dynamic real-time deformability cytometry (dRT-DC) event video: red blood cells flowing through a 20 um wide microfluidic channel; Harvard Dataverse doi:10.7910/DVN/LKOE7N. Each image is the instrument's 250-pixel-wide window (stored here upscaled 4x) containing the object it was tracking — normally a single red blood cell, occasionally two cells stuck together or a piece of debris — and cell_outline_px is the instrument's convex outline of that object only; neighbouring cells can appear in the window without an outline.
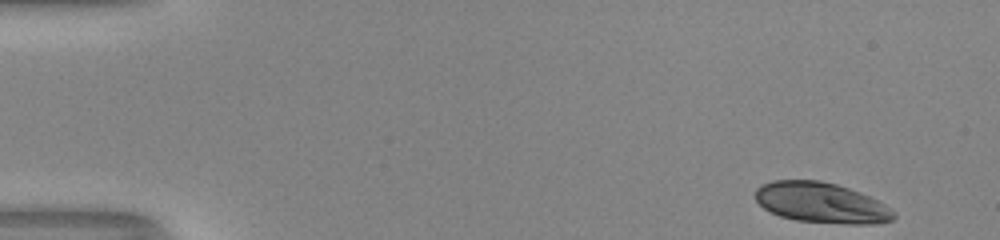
{"species": "human", "species_latin": "Homo sapiens", "temperature_condition": "room temperature", "stored_images_in_passage": 49, "camera_frame_rate_fps": 3000, "um_per_image_px": 0.085, "donor": {"sex": "male"}, "frame": {"image": 1, "passage_image": 1, "time_ms": 0.0, "image_size_px": [1000, 240], "cell_outline_px": [[896, 216], [892, 220], [876, 224], [848, 224], [796, 220], [780, 216], [764, 208], [756, 200], [756, 188], [760, 184], [772, 180], [820, 180], [836, 184], [860, 192], [884, 204], [896, 212]], "centroid_in_image_um": [69.81, 17.23], "position_along_channel_um": 15.2, "area_um2": 32.6}}
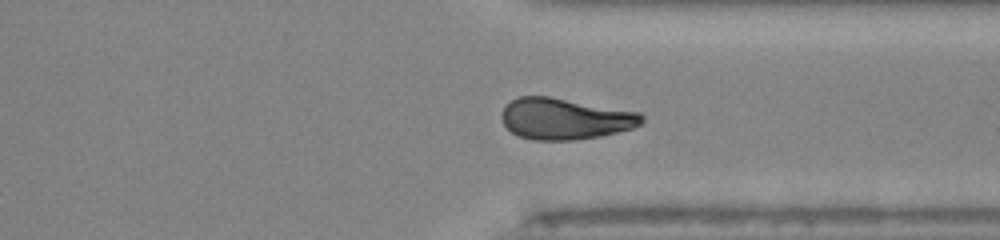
{"frame": {"image": 2, "passage_image": 37, "time_ms": 12.0, "image_size_px": [1000, 240], "cell_outline_px": [[644, 120], [640, 124], [632, 128], [600, 136], [576, 140], [532, 140], [520, 136], [512, 132], [504, 124], [500, 116], [504, 108], [512, 100], [520, 96], [548, 96], [640, 112], [644, 116]], "centroid_in_image_um": [48.03, 10.1], "position_along_channel_um": 363.4, "area_um2": 33.58}}
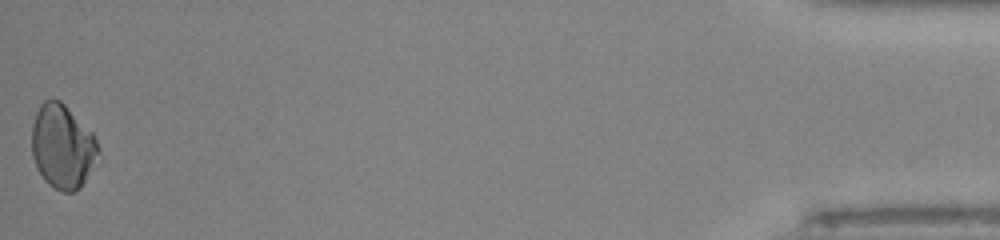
{"frame": {"image": 3, "passage_image": 49, "time_ms": 16.0, "image_size_px": [1000, 240], "cell_outline_px": [[100, 152], [80, 188], [72, 192], [64, 192], [48, 184], [44, 180], [36, 168], [32, 156], [32, 124], [36, 112], [40, 104], [44, 100], [60, 100], [92, 132], [100, 148]], "centroid_in_image_um": [5.29, 12.45], "position_along_channel_um": 429.9, "area_um2": 32.43}, "authors_computed_cell_mechanics": {"area_um2": 33.3506, "velocity_mm_per_s": 4.0425, "shape_relaxation_time_tau1_ms": null, "shape_relaxation_time_tau2_ms": 3.3193, "deformation_change_tau1": null, "deformation_change_tau2": 0.0638}}